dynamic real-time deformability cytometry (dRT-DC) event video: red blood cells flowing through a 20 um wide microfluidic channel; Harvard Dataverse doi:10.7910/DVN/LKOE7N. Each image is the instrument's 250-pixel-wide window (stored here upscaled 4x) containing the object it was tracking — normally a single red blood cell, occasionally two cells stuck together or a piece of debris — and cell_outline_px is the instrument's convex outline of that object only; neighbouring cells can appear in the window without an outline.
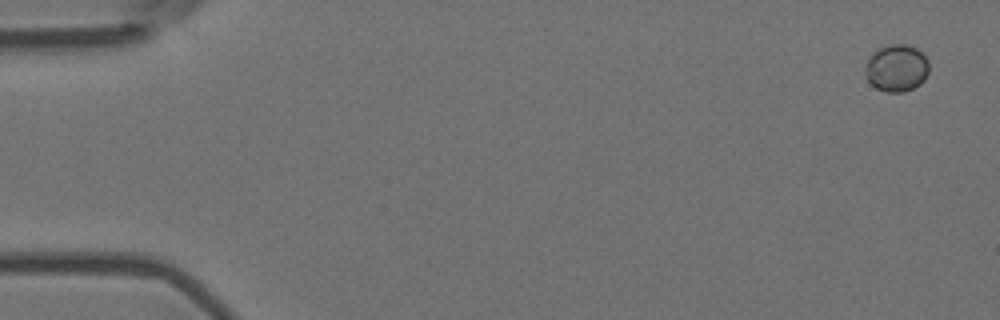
{"species": "Egyptian fruit bat (a non-hibernating species)", "species_latin": "Rousettus aegyptiacus", "temperature_condition": "room temperature", "stored_images_in_passage": 6, "camera_frame_rate_fps": 3000, "um_per_image_px": 0.085, "animal": {"sex": "female"}, "frame": {"image": 1, "passage_image": 1, "time_ms": 0.0, "image_size_px": [1000, 320], "cell_outline_px": [[928, 72], [924, 80], [920, 84], [904, 92], [888, 92], [876, 88], [868, 80], [864, 72], [864, 68], [872, 52], [880, 48], [892, 44], [908, 44], [916, 48], [928, 60]], "centroid_in_image_um": [76.2, 5.78], "position_along_channel_um": 8.8, "area_um2": 17.46}}
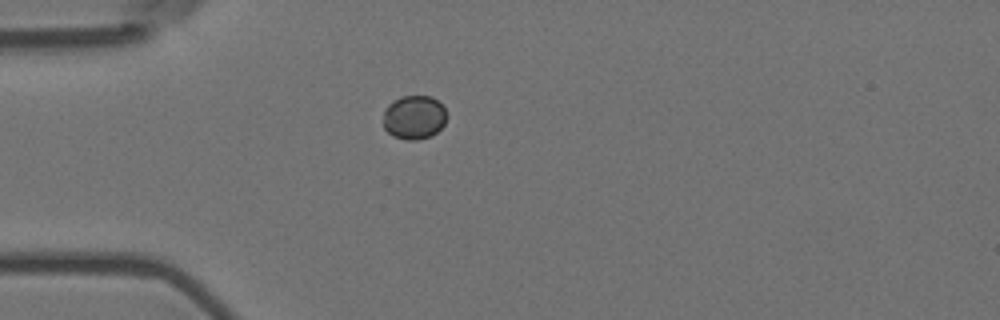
{"frame": {"image": 2, "passage_image": 5, "time_ms": 1.333, "image_size_px": [1000, 320], "cell_outline_px": [[448, 116], [444, 124], [432, 136], [416, 140], [408, 140], [392, 136], [384, 128], [384, 108], [392, 100], [400, 96], [432, 96], [444, 108]], "centroid_in_image_um": [35.19, 9.97], "position_along_channel_um": 49.8, "area_um2": 16.42}}